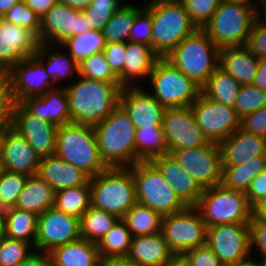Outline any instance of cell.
I'll return each mask as SVG.
<instances>
[{
	"mask_svg": "<svg viewBox=\"0 0 266 266\" xmlns=\"http://www.w3.org/2000/svg\"><path fill=\"white\" fill-rule=\"evenodd\" d=\"M73 81L64 85L71 122L94 126L119 105L120 83L91 80L80 75Z\"/></svg>",
	"mask_w": 266,
	"mask_h": 266,
	"instance_id": "1",
	"label": "cell"
},
{
	"mask_svg": "<svg viewBox=\"0 0 266 266\" xmlns=\"http://www.w3.org/2000/svg\"><path fill=\"white\" fill-rule=\"evenodd\" d=\"M94 131L102 161L108 168L130 167L136 163V128L120 105L95 124Z\"/></svg>",
	"mask_w": 266,
	"mask_h": 266,
	"instance_id": "2",
	"label": "cell"
},
{
	"mask_svg": "<svg viewBox=\"0 0 266 266\" xmlns=\"http://www.w3.org/2000/svg\"><path fill=\"white\" fill-rule=\"evenodd\" d=\"M259 15L257 6L250 3L221 0L217 10L202 30L219 49L245 46Z\"/></svg>",
	"mask_w": 266,
	"mask_h": 266,
	"instance_id": "3",
	"label": "cell"
},
{
	"mask_svg": "<svg viewBox=\"0 0 266 266\" xmlns=\"http://www.w3.org/2000/svg\"><path fill=\"white\" fill-rule=\"evenodd\" d=\"M55 155L90 178L108 167L102 161L94 126L70 122L58 127Z\"/></svg>",
	"mask_w": 266,
	"mask_h": 266,
	"instance_id": "4",
	"label": "cell"
},
{
	"mask_svg": "<svg viewBox=\"0 0 266 266\" xmlns=\"http://www.w3.org/2000/svg\"><path fill=\"white\" fill-rule=\"evenodd\" d=\"M220 49L202 29L184 38L167 56L172 65L202 88L219 67Z\"/></svg>",
	"mask_w": 266,
	"mask_h": 266,
	"instance_id": "5",
	"label": "cell"
},
{
	"mask_svg": "<svg viewBox=\"0 0 266 266\" xmlns=\"http://www.w3.org/2000/svg\"><path fill=\"white\" fill-rule=\"evenodd\" d=\"M91 206L122 219L137 203L135 181L129 167L107 168L89 179Z\"/></svg>",
	"mask_w": 266,
	"mask_h": 266,
	"instance_id": "6",
	"label": "cell"
},
{
	"mask_svg": "<svg viewBox=\"0 0 266 266\" xmlns=\"http://www.w3.org/2000/svg\"><path fill=\"white\" fill-rule=\"evenodd\" d=\"M58 87L33 55L13 65L0 78V109L24 98L38 97Z\"/></svg>",
	"mask_w": 266,
	"mask_h": 266,
	"instance_id": "7",
	"label": "cell"
},
{
	"mask_svg": "<svg viewBox=\"0 0 266 266\" xmlns=\"http://www.w3.org/2000/svg\"><path fill=\"white\" fill-rule=\"evenodd\" d=\"M144 85L151 88L150 92L146 90L165 108L191 106L201 93L200 87L165 58L155 61Z\"/></svg>",
	"mask_w": 266,
	"mask_h": 266,
	"instance_id": "8",
	"label": "cell"
},
{
	"mask_svg": "<svg viewBox=\"0 0 266 266\" xmlns=\"http://www.w3.org/2000/svg\"><path fill=\"white\" fill-rule=\"evenodd\" d=\"M151 17L152 51L158 58H166L197 29L180 1L151 5Z\"/></svg>",
	"mask_w": 266,
	"mask_h": 266,
	"instance_id": "9",
	"label": "cell"
},
{
	"mask_svg": "<svg viewBox=\"0 0 266 266\" xmlns=\"http://www.w3.org/2000/svg\"><path fill=\"white\" fill-rule=\"evenodd\" d=\"M195 207L207 227L249 223L252 218L245 192L227 189L222 184L204 189Z\"/></svg>",
	"mask_w": 266,
	"mask_h": 266,
	"instance_id": "10",
	"label": "cell"
},
{
	"mask_svg": "<svg viewBox=\"0 0 266 266\" xmlns=\"http://www.w3.org/2000/svg\"><path fill=\"white\" fill-rule=\"evenodd\" d=\"M129 168L135 181L138 203L148 206L161 216L187 207L151 162H137Z\"/></svg>",
	"mask_w": 266,
	"mask_h": 266,
	"instance_id": "11",
	"label": "cell"
},
{
	"mask_svg": "<svg viewBox=\"0 0 266 266\" xmlns=\"http://www.w3.org/2000/svg\"><path fill=\"white\" fill-rule=\"evenodd\" d=\"M161 232L175 254L207 244V225L195 206L162 216Z\"/></svg>",
	"mask_w": 266,
	"mask_h": 266,
	"instance_id": "12",
	"label": "cell"
},
{
	"mask_svg": "<svg viewBox=\"0 0 266 266\" xmlns=\"http://www.w3.org/2000/svg\"><path fill=\"white\" fill-rule=\"evenodd\" d=\"M1 111L40 158L55 154L58 126L29 114L19 103L6 104Z\"/></svg>",
	"mask_w": 266,
	"mask_h": 266,
	"instance_id": "13",
	"label": "cell"
},
{
	"mask_svg": "<svg viewBox=\"0 0 266 266\" xmlns=\"http://www.w3.org/2000/svg\"><path fill=\"white\" fill-rule=\"evenodd\" d=\"M207 245L224 266H237L252 258L249 223L207 227Z\"/></svg>",
	"mask_w": 266,
	"mask_h": 266,
	"instance_id": "14",
	"label": "cell"
},
{
	"mask_svg": "<svg viewBox=\"0 0 266 266\" xmlns=\"http://www.w3.org/2000/svg\"><path fill=\"white\" fill-rule=\"evenodd\" d=\"M172 156L203 188L222 182V155L219 143L209 141L192 149L174 150Z\"/></svg>",
	"mask_w": 266,
	"mask_h": 266,
	"instance_id": "15",
	"label": "cell"
},
{
	"mask_svg": "<svg viewBox=\"0 0 266 266\" xmlns=\"http://www.w3.org/2000/svg\"><path fill=\"white\" fill-rule=\"evenodd\" d=\"M191 108L208 141L220 143L240 127L241 118L233 107L208 99L202 93Z\"/></svg>",
	"mask_w": 266,
	"mask_h": 266,
	"instance_id": "16",
	"label": "cell"
},
{
	"mask_svg": "<svg viewBox=\"0 0 266 266\" xmlns=\"http://www.w3.org/2000/svg\"><path fill=\"white\" fill-rule=\"evenodd\" d=\"M80 219L57 210L48 208L38 215L37 233L34 249L44 253L55 247L80 239Z\"/></svg>",
	"mask_w": 266,
	"mask_h": 266,
	"instance_id": "17",
	"label": "cell"
},
{
	"mask_svg": "<svg viewBox=\"0 0 266 266\" xmlns=\"http://www.w3.org/2000/svg\"><path fill=\"white\" fill-rule=\"evenodd\" d=\"M162 130L169 154L174 150L201 147L209 142L198 127L191 106L166 108Z\"/></svg>",
	"mask_w": 266,
	"mask_h": 266,
	"instance_id": "18",
	"label": "cell"
},
{
	"mask_svg": "<svg viewBox=\"0 0 266 266\" xmlns=\"http://www.w3.org/2000/svg\"><path fill=\"white\" fill-rule=\"evenodd\" d=\"M88 30L89 22L81 10L57 2L40 18V43L59 45Z\"/></svg>",
	"mask_w": 266,
	"mask_h": 266,
	"instance_id": "19",
	"label": "cell"
},
{
	"mask_svg": "<svg viewBox=\"0 0 266 266\" xmlns=\"http://www.w3.org/2000/svg\"><path fill=\"white\" fill-rule=\"evenodd\" d=\"M38 36L30 29L0 17V78L15 64L39 49Z\"/></svg>",
	"mask_w": 266,
	"mask_h": 266,
	"instance_id": "20",
	"label": "cell"
},
{
	"mask_svg": "<svg viewBox=\"0 0 266 266\" xmlns=\"http://www.w3.org/2000/svg\"><path fill=\"white\" fill-rule=\"evenodd\" d=\"M119 105L126 111L137 128H162L166 108L141 87H124L120 91Z\"/></svg>",
	"mask_w": 266,
	"mask_h": 266,
	"instance_id": "21",
	"label": "cell"
},
{
	"mask_svg": "<svg viewBox=\"0 0 266 266\" xmlns=\"http://www.w3.org/2000/svg\"><path fill=\"white\" fill-rule=\"evenodd\" d=\"M40 159L27 140L9 125L4 115V137L1 148L3 168L27 176L35 175Z\"/></svg>",
	"mask_w": 266,
	"mask_h": 266,
	"instance_id": "22",
	"label": "cell"
},
{
	"mask_svg": "<svg viewBox=\"0 0 266 266\" xmlns=\"http://www.w3.org/2000/svg\"><path fill=\"white\" fill-rule=\"evenodd\" d=\"M150 162L187 206H195L198 203L204 189L182 168L172 154L161 155Z\"/></svg>",
	"mask_w": 266,
	"mask_h": 266,
	"instance_id": "23",
	"label": "cell"
},
{
	"mask_svg": "<svg viewBox=\"0 0 266 266\" xmlns=\"http://www.w3.org/2000/svg\"><path fill=\"white\" fill-rule=\"evenodd\" d=\"M19 104L29 114L58 127L71 122L64 86L53 88L38 97L24 98Z\"/></svg>",
	"mask_w": 266,
	"mask_h": 266,
	"instance_id": "24",
	"label": "cell"
},
{
	"mask_svg": "<svg viewBox=\"0 0 266 266\" xmlns=\"http://www.w3.org/2000/svg\"><path fill=\"white\" fill-rule=\"evenodd\" d=\"M219 145L223 166L241 165L255 157L266 156V138L240 127Z\"/></svg>",
	"mask_w": 266,
	"mask_h": 266,
	"instance_id": "25",
	"label": "cell"
},
{
	"mask_svg": "<svg viewBox=\"0 0 266 266\" xmlns=\"http://www.w3.org/2000/svg\"><path fill=\"white\" fill-rule=\"evenodd\" d=\"M125 58L123 71L118 75L121 87H141L139 82L142 84L144 80H148L158 57L151 47L128 41Z\"/></svg>",
	"mask_w": 266,
	"mask_h": 266,
	"instance_id": "26",
	"label": "cell"
},
{
	"mask_svg": "<svg viewBox=\"0 0 266 266\" xmlns=\"http://www.w3.org/2000/svg\"><path fill=\"white\" fill-rule=\"evenodd\" d=\"M54 191L86 184L90 177L81 169L54 155L42 157L36 173Z\"/></svg>",
	"mask_w": 266,
	"mask_h": 266,
	"instance_id": "27",
	"label": "cell"
},
{
	"mask_svg": "<svg viewBox=\"0 0 266 266\" xmlns=\"http://www.w3.org/2000/svg\"><path fill=\"white\" fill-rule=\"evenodd\" d=\"M174 255L160 231L152 235L132 237L126 258L142 266H162Z\"/></svg>",
	"mask_w": 266,
	"mask_h": 266,
	"instance_id": "28",
	"label": "cell"
},
{
	"mask_svg": "<svg viewBox=\"0 0 266 266\" xmlns=\"http://www.w3.org/2000/svg\"><path fill=\"white\" fill-rule=\"evenodd\" d=\"M50 266H103L98 246L86 239L55 247L48 253Z\"/></svg>",
	"mask_w": 266,
	"mask_h": 266,
	"instance_id": "29",
	"label": "cell"
},
{
	"mask_svg": "<svg viewBox=\"0 0 266 266\" xmlns=\"http://www.w3.org/2000/svg\"><path fill=\"white\" fill-rule=\"evenodd\" d=\"M60 47V48H59ZM59 48L61 50L56 51L53 49ZM63 50L60 45H52L47 43H40L39 49L34 56L43 64L47 74L54 80V84L57 82L63 85L64 79L69 80L68 84L73 83V76L79 75V64ZM46 62V63H45ZM63 80V81H62ZM57 81V82H56Z\"/></svg>",
	"mask_w": 266,
	"mask_h": 266,
	"instance_id": "30",
	"label": "cell"
},
{
	"mask_svg": "<svg viewBox=\"0 0 266 266\" xmlns=\"http://www.w3.org/2000/svg\"><path fill=\"white\" fill-rule=\"evenodd\" d=\"M259 59L245 46L220 49L219 67L229 73L241 85L252 84L258 70Z\"/></svg>",
	"mask_w": 266,
	"mask_h": 266,
	"instance_id": "31",
	"label": "cell"
},
{
	"mask_svg": "<svg viewBox=\"0 0 266 266\" xmlns=\"http://www.w3.org/2000/svg\"><path fill=\"white\" fill-rule=\"evenodd\" d=\"M55 191L37 174L27 178L24 189L17 197L15 207L40 215L54 207Z\"/></svg>",
	"mask_w": 266,
	"mask_h": 266,
	"instance_id": "32",
	"label": "cell"
},
{
	"mask_svg": "<svg viewBox=\"0 0 266 266\" xmlns=\"http://www.w3.org/2000/svg\"><path fill=\"white\" fill-rule=\"evenodd\" d=\"M38 215L19 208L4 211V236L35 245Z\"/></svg>",
	"mask_w": 266,
	"mask_h": 266,
	"instance_id": "33",
	"label": "cell"
},
{
	"mask_svg": "<svg viewBox=\"0 0 266 266\" xmlns=\"http://www.w3.org/2000/svg\"><path fill=\"white\" fill-rule=\"evenodd\" d=\"M240 87L237 80L218 67L201 88V93L208 99L234 108Z\"/></svg>",
	"mask_w": 266,
	"mask_h": 266,
	"instance_id": "34",
	"label": "cell"
},
{
	"mask_svg": "<svg viewBox=\"0 0 266 266\" xmlns=\"http://www.w3.org/2000/svg\"><path fill=\"white\" fill-rule=\"evenodd\" d=\"M266 169V156H258L249 162L235 166H223L221 184L231 190L247 192L251 181Z\"/></svg>",
	"mask_w": 266,
	"mask_h": 266,
	"instance_id": "35",
	"label": "cell"
},
{
	"mask_svg": "<svg viewBox=\"0 0 266 266\" xmlns=\"http://www.w3.org/2000/svg\"><path fill=\"white\" fill-rule=\"evenodd\" d=\"M131 240L128 227L122 219H119L97 245L102 261L105 263L113 259L126 258Z\"/></svg>",
	"mask_w": 266,
	"mask_h": 266,
	"instance_id": "36",
	"label": "cell"
},
{
	"mask_svg": "<svg viewBox=\"0 0 266 266\" xmlns=\"http://www.w3.org/2000/svg\"><path fill=\"white\" fill-rule=\"evenodd\" d=\"M143 7L142 4L137 6V4L134 5L132 2L125 1V4L113 14V17L102 29L106 44L128 42L135 16Z\"/></svg>",
	"mask_w": 266,
	"mask_h": 266,
	"instance_id": "37",
	"label": "cell"
},
{
	"mask_svg": "<svg viewBox=\"0 0 266 266\" xmlns=\"http://www.w3.org/2000/svg\"><path fill=\"white\" fill-rule=\"evenodd\" d=\"M122 220L132 237L152 235L161 231L162 216L138 202L127 211Z\"/></svg>",
	"mask_w": 266,
	"mask_h": 266,
	"instance_id": "38",
	"label": "cell"
},
{
	"mask_svg": "<svg viewBox=\"0 0 266 266\" xmlns=\"http://www.w3.org/2000/svg\"><path fill=\"white\" fill-rule=\"evenodd\" d=\"M118 220L117 216L90 206L80 219V236L98 245Z\"/></svg>",
	"mask_w": 266,
	"mask_h": 266,
	"instance_id": "39",
	"label": "cell"
},
{
	"mask_svg": "<svg viewBox=\"0 0 266 266\" xmlns=\"http://www.w3.org/2000/svg\"><path fill=\"white\" fill-rule=\"evenodd\" d=\"M59 45L80 64L91 55L102 52L106 42L102 31L91 29L80 35L68 37Z\"/></svg>",
	"mask_w": 266,
	"mask_h": 266,
	"instance_id": "40",
	"label": "cell"
},
{
	"mask_svg": "<svg viewBox=\"0 0 266 266\" xmlns=\"http://www.w3.org/2000/svg\"><path fill=\"white\" fill-rule=\"evenodd\" d=\"M90 206L89 181L84 185L55 191L54 207L68 215L81 219Z\"/></svg>",
	"mask_w": 266,
	"mask_h": 266,
	"instance_id": "41",
	"label": "cell"
},
{
	"mask_svg": "<svg viewBox=\"0 0 266 266\" xmlns=\"http://www.w3.org/2000/svg\"><path fill=\"white\" fill-rule=\"evenodd\" d=\"M135 134L136 163L168 154L162 128H137Z\"/></svg>",
	"mask_w": 266,
	"mask_h": 266,
	"instance_id": "42",
	"label": "cell"
},
{
	"mask_svg": "<svg viewBox=\"0 0 266 266\" xmlns=\"http://www.w3.org/2000/svg\"><path fill=\"white\" fill-rule=\"evenodd\" d=\"M79 75L91 80L120 83L118 76L108 64L103 51L84 59L79 64Z\"/></svg>",
	"mask_w": 266,
	"mask_h": 266,
	"instance_id": "43",
	"label": "cell"
},
{
	"mask_svg": "<svg viewBox=\"0 0 266 266\" xmlns=\"http://www.w3.org/2000/svg\"><path fill=\"white\" fill-rule=\"evenodd\" d=\"M123 1L125 0H91L89 6L81 11L91 29L102 31L113 14L125 4Z\"/></svg>",
	"mask_w": 266,
	"mask_h": 266,
	"instance_id": "44",
	"label": "cell"
},
{
	"mask_svg": "<svg viewBox=\"0 0 266 266\" xmlns=\"http://www.w3.org/2000/svg\"><path fill=\"white\" fill-rule=\"evenodd\" d=\"M28 176L22 173L4 171L0 175V210L14 208L17 197L24 189Z\"/></svg>",
	"mask_w": 266,
	"mask_h": 266,
	"instance_id": "45",
	"label": "cell"
},
{
	"mask_svg": "<svg viewBox=\"0 0 266 266\" xmlns=\"http://www.w3.org/2000/svg\"><path fill=\"white\" fill-rule=\"evenodd\" d=\"M34 251L30 243L3 235L0 238V266H16Z\"/></svg>",
	"mask_w": 266,
	"mask_h": 266,
	"instance_id": "46",
	"label": "cell"
},
{
	"mask_svg": "<svg viewBox=\"0 0 266 266\" xmlns=\"http://www.w3.org/2000/svg\"><path fill=\"white\" fill-rule=\"evenodd\" d=\"M266 105V91H263L253 84H243L240 87L234 109L238 116L257 111Z\"/></svg>",
	"mask_w": 266,
	"mask_h": 266,
	"instance_id": "47",
	"label": "cell"
},
{
	"mask_svg": "<svg viewBox=\"0 0 266 266\" xmlns=\"http://www.w3.org/2000/svg\"><path fill=\"white\" fill-rule=\"evenodd\" d=\"M221 0H180L191 22L202 29L217 10Z\"/></svg>",
	"mask_w": 266,
	"mask_h": 266,
	"instance_id": "48",
	"label": "cell"
},
{
	"mask_svg": "<svg viewBox=\"0 0 266 266\" xmlns=\"http://www.w3.org/2000/svg\"><path fill=\"white\" fill-rule=\"evenodd\" d=\"M3 19L32 30L40 41V18L29 6L20 1L15 4L3 17Z\"/></svg>",
	"mask_w": 266,
	"mask_h": 266,
	"instance_id": "49",
	"label": "cell"
},
{
	"mask_svg": "<svg viewBox=\"0 0 266 266\" xmlns=\"http://www.w3.org/2000/svg\"><path fill=\"white\" fill-rule=\"evenodd\" d=\"M129 41L145 44L152 49L151 5L144 6L135 16Z\"/></svg>",
	"mask_w": 266,
	"mask_h": 266,
	"instance_id": "50",
	"label": "cell"
},
{
	"mask_svg": "<svg viewBox=\"0 0 266 266\" xmlns=\"http://www.w3.org/2000/svg\"><path fill=\"white\" fill-rule=\"evenodd\" d=\"M245 47L256 58H266V21L259 15L248 35Z\"/></svg>",
	"mask_w": 266,
	"mask_h": 266,
	"instance_id": "51",
	"label": "cell"
},
{
	"mask_svg": "<svg viewBox=\"0 0 266 266\" xmlns=\"http://www.w3.org/2000/svg\"><path fill=\"white\" fill-rule=\"evenodd\" d=\"M182 255L189 266H224L207 244L187 250Z\"/></svg>",
	"mask_w": 266,
	"mask_h": 266,
	"instance_id": "52",
	"label": "cell"
},
{
	"mask_svg": "<svg viewBox=\"0 0 266 266\" xmlns=\"http://www.w3.org/2000/svg\"><path fill=\"white\" fill-rule=\"evenodd\" d=\"M250 228V249L251 255H253L254 249L259 257L256 260H266V223L258 220H251L249 222ZM257 249V250H256Z\"/></svg>",
	"mask_w": 266,
	"mask_h": 266,
	"instance_id": "53",
	"label": "cell"
},
{
	"mask_svg": "<svg viewBox=\"0 0 266 266\" xmlns=\"http://www.w3.org/2000/svg\"><path fill=\"white\" fill-rule=\"evenodd\" d=\"M240 128L266 138V105L240 119Z\"/></svg>",
	"mask_w": 266,
	"mask_h": 266,
	"instance_id": "54",
	"label": "cell"
},
{
	"mask_svg": "<svg viewBox=\"0 0 266 266\" xmlns=\"http://www.w3.org/2000/svg\"><path fill=\"white\" fill-rule=\"evenodd\" d=\"M112 71L118 76L123 71L126 56V42H110L103 50Z\"/></svg>",
	"mask_w": 266,
	"mask_h": 266,
	"instance_id": "55",
	"label": "cell"
},
{
	"mask_svg": "<svg viewBox=\"0 0 266 266\" xmlns=\"http://www.w3.org/2000/svg\"><path fill=\"white\" fill-rule=\"evenodd\" d=\"M248 203L253 207L260 200L266 198V169L260 172L250 183L245 193Z\"/></svg>",
	"mask_w": 266,
	"mask_h": 266,
	"instance_id": "56",
	"label": "cell"
},
{
	"mask_svg": "<svg viewBox=\"0 0 266 266\" xmlns=\"http://www.w3.org/2000/svg\"><path fill=\"white\" fill-rule=\"evenodd\" d=\"M16 266H50L49 254L35 250Z\"/></svg>",
	"mask_w": 266,
	"mask_h": 266,
	"instance_id": "57",
	"label": "cell"
},
{
	"mask_svg": "<svg viewBox=\"0 0 266 266\" xmlns=\"http://www.w3.org/2000/svg\"><path fill=\"white\" fill-rule=\"evenodd\" d=\"M31 10H33L39 17H42L47 11H49L53 5L57 3V0H22Z\"/></svg>",
	"mask_w": 266,
	"mask_h": 266,
	"instance_id": "58",
	"label": "cell"
},
{
	"mask_svg": "<svg viewBox=\"0 0 266 266\" xmlns=\"http://www.w3.org/2000/svg\"><path fill=\"white\" fill-rule=\"evenodd\" d=\"M252 84L257 88L266 91V58L259 60L256 77Z\"/></svg>",
	"mask_w": 266,
	"mask_h": 266,
	"instance_id": "59",
	"label": "cell"
},
{
	"mask_svg": "<svg viewBox=\"0 0 266 266\" xmlns=\"http://www.w3.org/2000/svg\"><path fill=\"white\" fill-rule=\"evenodd\" d=\"M251 220H258L266 223V198L260 200L252 207Z\"/></svg>",
	"mask_w": 266,
	"mask_h": 266,
	"instance_id": "60",
	"label": "cell"
},
{
	"mask_svg": "<svg viewBox=\"0 0 266 266\" xmlns=\"http://www.w3.org/2000/svg\"><path fill=\"white\" fill-rule=\"evenodd\" d=\"M57 2L73 7L77 10H83L89 6L91 0H57Z\"/></svg>",
	"mask_w": 266,
	"mask_h": 266,
	"instance_id": "61",
	"label": "cell"
},
{
	"mask_svg": "<svg viewBox=\"0 0 266 266\" xmlns=\"http://www.w3.org/2000/svg\"><path fill=\"white\" fill-rule=\"evenodd\" d=\"M162 266H189V263L182 254H175L170 260L165 262Z\"/></svg>",
	"mask_w": 266,
	"mask_h": 266,
	"instance_id": "62",
	"label": "cell"
},
{
	"mask_svg": "<svg viewBox=\"0 0 266 266\" xmlns=\"http://www.w3.org/2000/svg\"><path fill=\"white\" fill-rule=\"evenodd\" d=\"M103 266H142V265L136 262H132L127 258H118L105 262Z\"/></svg>",
	"mask_w": 266,
	"mask_h": 266,
	"instance_id": "63",
	"label": "cell"
},
{
	"mask_svg": "<svg viewBox=\"0 0 266 266\" xmlns=\"http://www.w3.org/2000/svg\"><path fill=\"white\" fill-rule=\"evenodd\" d=\"M22 0H0V17H3L15 4Z\"/></svg>",
	"mask_w": 266,
	"mask_h": 266,
	"instance_id": "64",
	"label": "cell"
},
{
	"mask_svg": "<svg viewBox=\"0 0 266 266\" xmlns=\"http://www.w3.org/2000/svg\"><path fill=\"white\" fill-rule=\"evenodd\" d=\"M3 137H4V114L0 109V158H1V148H2Z\"/></svg>",
	"mask_w": 266,
	"mask_h": 266,
	"instance_id": "65",
	"label": "cell"
},
{
	"mask_svg": "<svg viewBox=\"0 0 266 266\" xmlns=\"http://www.w3.org/2000/svg\"><path fill=\"white\" fill-rule=\"evenodd\" d=\"M252 257L253 258H250L249 260L242 262V263L238 264L237 266H261L260 261H258V260L256 261V259L254 258V255Z\"/></svg>",
	"mask_w": 266,
	"mask_h": 266,
	"instance_id": "66",
	"label": "cell"
},
{
	"mask_svg": "<svg viewBox=\"0 0 266 266\" xmlns=\"http://www.w3.org/2000/svg\"><path fill=\"white\" fill-rule=\"evenodd\" d=\"M131 1V0H130ZM176 1H180V0H145L142 5L143 6H149V5H154V4H158V3H166V2H176Z\"/></svg>",
	"mask_w": 266,
	"mask_h": 266,
	"instance_id": "67",
	"label": "cell"
},
{
	"mask_svg": "<svg viewBox=\"0 0 266 266\" xmlns=\"http://www.w3.org/2000/svg\"><path fill=\"white\" fill-rule=\"evenodd\" d=\"M3 224H4V211L0 210V238L4 235Z\"/></svg>",
	"mask_w": 266,
	"mask_h": 266,
	"instance_id": "68",
	"label": "cell"
},
{
	"mask_svg": "<svg viewBox=\"0 0 266 266\" xmlns=\"http://www.w3.org/2000/svg\"><path fill=\"white\" fill-rule=\"evenodd\" d=\"M257 9L259 11V13L266 9V0H258V6H257Z\"/></svg>",
	"mask_w": 266,
	"mask_h": 266,
	"instance_id": "69",
	"label": "cell"
},
{
	"mask_svg": "<svg viewBox=\"0 0 266 266\" xmlns=\"http://www.w3.org/2000/svg\"><path fill=\"white\" fill-rule=\"evenodd\" d=\"M235 1H244V2L250 3L252 5L258 6V1H256V0H235Z\"/></svg>",
	"mask_w": 266,
	"mask_h": 266,
	"instance_id": "70",
	"label": "cell"
},
{
	"mask_svg": "<svg viewBox=\"0 0 266 266\" xmlns=\"http://www.w3.org/2000/svg\"><path fill=\"white\" fill-rule=\"evenodd\" d=\"M260 16L266 21V9L260 12Z\"/></svg>",
	"mask_w": 266,
	"mask_h": 266,
	"instance_id": "71",
	"label": "cell"
},
{
	"mask_svg": "<svg viewBox=\"0 0 266 266\" xmlns=\"http://www.w3.org/2000/svg\"><path fill=\"white\" fill-rule=\"evenodd\" d=\"M4 171V168H3V163L1 161V158H0V175L1 173Z\"/></svg>",
	"mask_w": 266,
	"mask_h": 266,
	"instance_id": "72",
	"label": "cell"
},
{
	"mask_svg": "<svg viewBox=\"0 0 266 266\" xmlns=\"http://www.w3.org/2000/svg\"><path fill=\"white\" fill-rule=\"evenodd\" d=\"M258 261H260L261 266H266V260H258Z\"/></svg>",
	"mask_w": 266,
	"mask_h": 266,
	"instance_id": "73",
	"label": "cell"
}]
</instances>
